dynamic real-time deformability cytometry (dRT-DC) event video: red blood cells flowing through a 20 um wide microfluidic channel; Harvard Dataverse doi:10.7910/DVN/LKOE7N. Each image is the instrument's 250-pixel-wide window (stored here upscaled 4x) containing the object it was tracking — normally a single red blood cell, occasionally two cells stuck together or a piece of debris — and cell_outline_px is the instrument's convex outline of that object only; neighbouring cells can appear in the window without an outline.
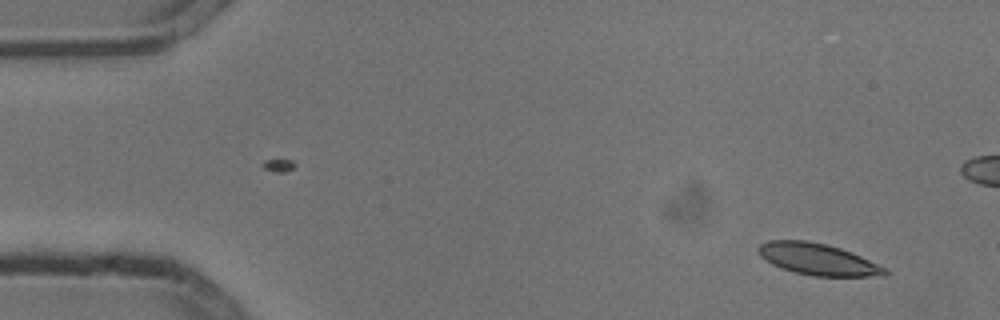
{"species": "common noctule bat (a hibernating species)", "species_latin": "Nyctalus noctula", "temperature_condition": "cold", "stored_images_in_passage": 3, "camera_frame_rate_fps": 3000, "um_per_image_px": 0.085, "animal": {"sex": "male", "body_mass_g": 13.3}, "frame": {"image": 1, "passage_image": 1, "time_ms": 0.0, "image_size_px": [1000, 320], "cell_outline_px": [[888, 276], [812, 276], [792, 272], [780, 268], [764, 260], [756, 252], [756, 248], [760, 244], [768, 240], [808, 240], [828, 244], [852, 252], [888, 268]], "centroid_in_image_um": [69.5, 22.03], "position_along_channel_um": 15.5, "area_um2": 23.81}}